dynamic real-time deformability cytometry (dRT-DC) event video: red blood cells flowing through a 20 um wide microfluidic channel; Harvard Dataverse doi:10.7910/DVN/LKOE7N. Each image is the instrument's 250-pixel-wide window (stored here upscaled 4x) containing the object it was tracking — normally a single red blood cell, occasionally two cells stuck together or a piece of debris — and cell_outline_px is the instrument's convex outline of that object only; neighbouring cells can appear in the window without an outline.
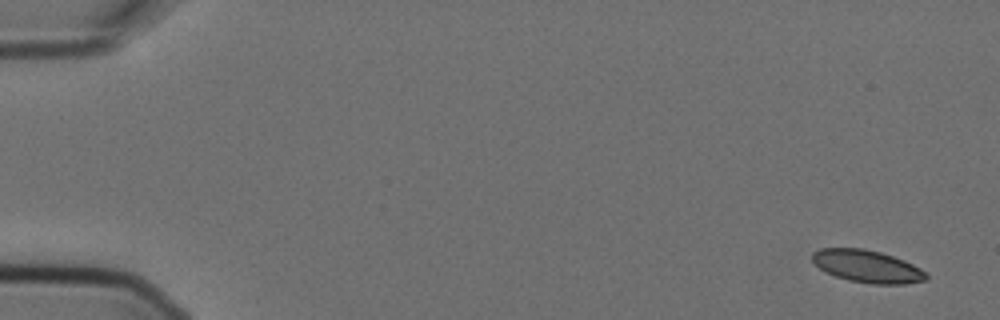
{"species": "Egyptian fruit bat (a non-hibernating species)", "species_latin": "Rousettus aegyptiacus", "temperature_condition": "cold", "stored_images_in_passage": 6, "camera_frame_rate_fps": 3000, "um_per_image_px": 0.085, "animal": {"sex": "female"}, "frame": {"image": 1, "passage_image": 1, "time_ms": 0.0, "image_size_px": [1000, 320], "cell_outline_px": [[928, 280], [904, 284], [872, 284], [848, 280], [824, 272], [812, 260], [812, 252], [820, 248], [864, 248], [880, 252], [904, 260], [920, 268], [928, 276]], "centroid_in_image_um": [73.7, 22.64], "position_along_channel_um": 11.3, "area_um2": 21.56}}
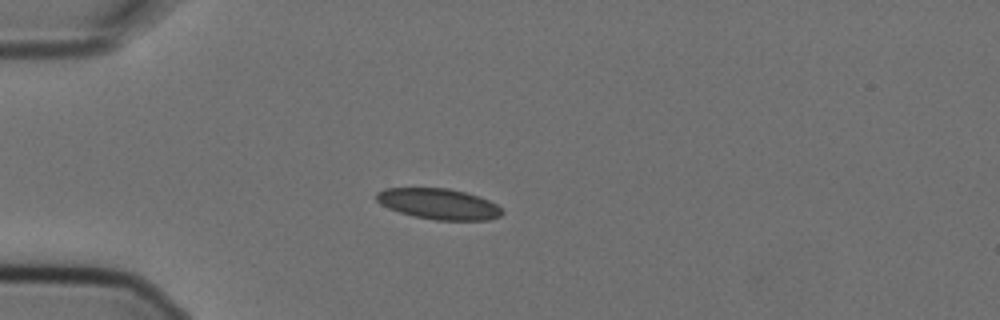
{"frame": {"image": 2, "passage_image": 4, "time_ms": 1.0, "image_size_px": [1000, 320], "cell_outline_px": [[504, 212], [500, 216], [488, 220], [436, 220], [416, 216], [400, 212], [388, 208], [380, 204], [376, 200], [376, 192], [384, 188], [448, 188], [480, 196], [496, 204]], "centroid_in_image_um": [37.28, 17.33], "position_along_channel_um": 47.7, "area_um2": 22.48}}
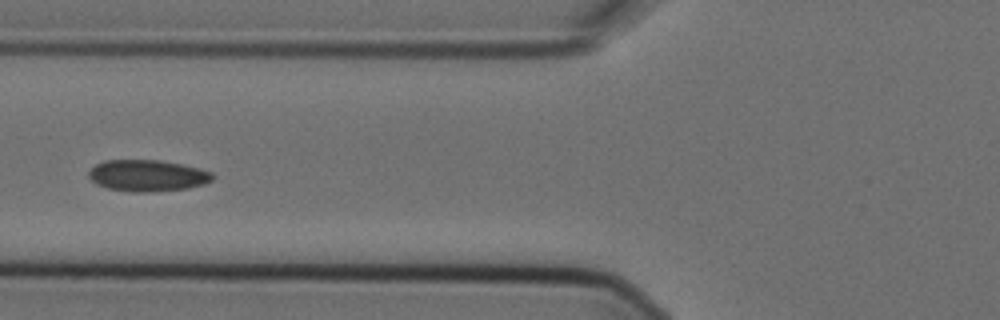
{"frame": {"image": 3, "passage_image": 6, "time_ms": 1.667, "image_size_px": [1000, 320], "cell_outline_px": [[212, 180], [204, 184], [188, 188], [148, 192], [132, 192], [108, 188], [96, 184], [88, 176], [88, 172], [96, 164], [104, 160], [160, 160], [200, 168], [212, 172]], "centroid_in_image_um": [12.52, 14.92], "position_along_channel_um": 113.3, "area_um2": 22.66}}